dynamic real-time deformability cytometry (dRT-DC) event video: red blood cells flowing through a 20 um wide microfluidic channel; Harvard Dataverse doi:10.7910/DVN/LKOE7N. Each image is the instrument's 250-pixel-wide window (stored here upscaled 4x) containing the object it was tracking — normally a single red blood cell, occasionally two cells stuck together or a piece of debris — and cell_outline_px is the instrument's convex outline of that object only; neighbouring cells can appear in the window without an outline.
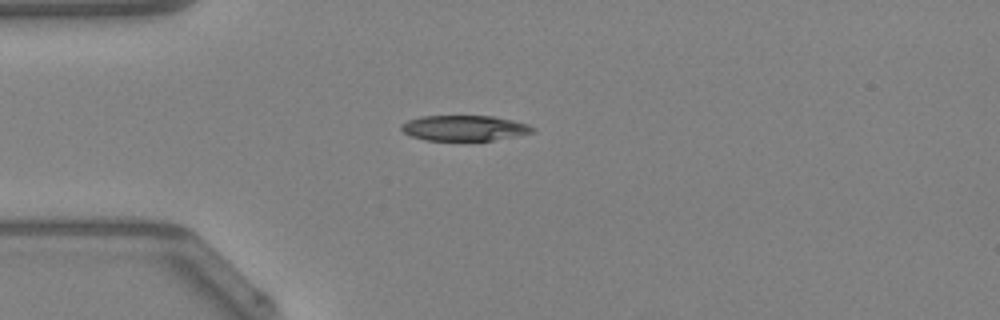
{"species": "Egyptian fruit bat (a non-hibernating species)", "species_latin": "Rousettus aegyptiacus", "temperature_condition": "warm", "stored_images_in_passage": 30, "camera_frame_rate_fps": 3000, "um_per_image_px": 0.085, "animal": {"sex": "female"}, "frame": {"image": 1, "passage_image": 1, "time_ms": 0.0, "image_size_px": [1000, 320], "cell_outline_px": [[536, 132], [492, 140], [424, 140], [412, 136], [404, 132], [400, 128], [400, 124], [408, 120], [420, 116], [492, 116], [512, 120], [528, 124], [536, 128]], "centroid_in_image_um": [39.47, 10.88], "position_along_channel_um": 45.5, "area_um2": 19.42}}
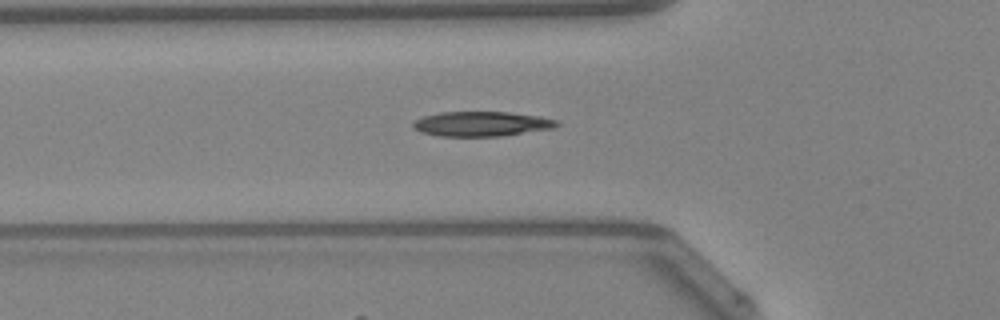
{"frame": {"image": 2, "passage_image": 5, "time_ms": 1.333, "image_size_px": [1000, 320], "cell_outline_px": [[560, 124], [556, 128], [500, 136], [440, 136], [420, 132], [412, 128], [412, 124], [416, 120], [424, 116], [440, 112], [508, 112], [540, 116], [556, 120]], "centroid_in_image_um": [40.94, 10.53], "position_along_channel_um": 84.9, "area_um2": 20.81}, "authors_computed_cell_mechanics": {"area_um2": 20.3456, "velocity_mm_per_s": 4.2832, "shape_relaxation_time_tau1_ms": 7.9056, "shape_relaxation_time_tau2_ms": 2.6011, "deformation_change_tau1": 0.2439, "deformation_change_tau2": 0.0985}}